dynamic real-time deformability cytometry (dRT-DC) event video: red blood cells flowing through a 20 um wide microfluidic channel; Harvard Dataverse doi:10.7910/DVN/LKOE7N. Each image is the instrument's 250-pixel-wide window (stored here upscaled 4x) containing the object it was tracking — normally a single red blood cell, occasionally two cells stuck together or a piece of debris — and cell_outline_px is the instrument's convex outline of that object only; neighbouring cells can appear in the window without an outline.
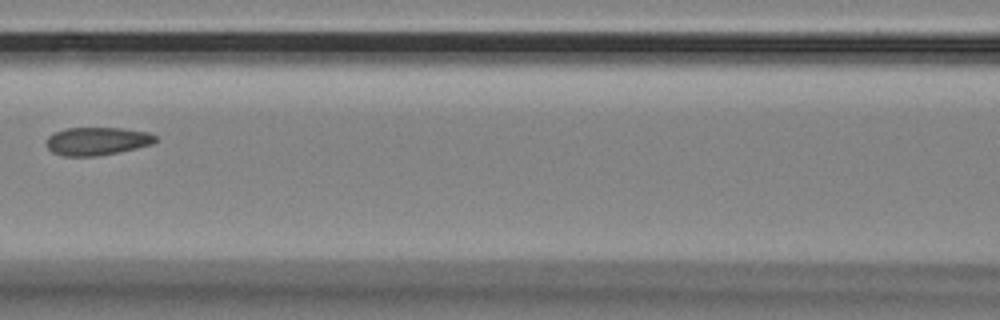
{"species": "Egyptian fruit bat (a non-hibernating species)", "species_latin": "Rousettus aegyptiacus", "temperature_condition": "room temperature", "stored_images_in_passage": 7, "camera_frame_rate_fps": 3000, "um_per_image_px": 0.085, "animal": {"sex": "female"}, "frame": {"image": 1, "passage_image": 7, "time_ms": 2.0, "image_size_px": [1000, 320], "cell_outline_px": [[156, 140], [152, 144], [120, 152], [96, 156], [64, 156], [52, 152], [48, 148], [44, 140], [48, 136], [64, 128], [124, 128], [148, 132], [156, 136]], "centroid_in_image_um": [8.23, 11.99], "position_along_channel_um": 158.4, "area_um2": 17.92}}